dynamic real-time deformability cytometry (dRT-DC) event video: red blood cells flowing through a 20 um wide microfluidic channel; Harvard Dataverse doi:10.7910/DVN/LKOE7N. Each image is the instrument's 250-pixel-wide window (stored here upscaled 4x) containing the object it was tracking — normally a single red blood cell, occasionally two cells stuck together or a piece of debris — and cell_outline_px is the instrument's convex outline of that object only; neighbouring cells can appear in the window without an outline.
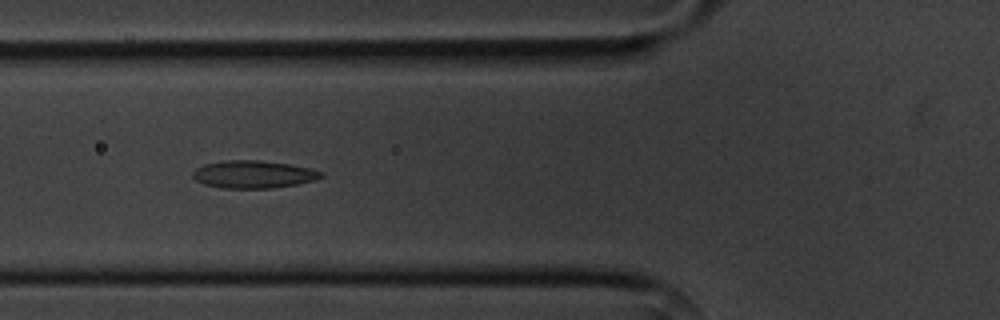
{"species": "common noctule bat (a hibernating species)", "species_latin": "Nyctalus noctula", "temperature_condition": "cold", "stored_images_in_passage": 13, "camera_frame_rate_fps": 3000, "um_per_image_px": 0.085, "animal": {"sex": "male", "body_mass_g": 20.1, "forearm_length_mm": 53.5}, "frame": {"image": 1, "passage_image": 5, "time_ms": 5.333, "image_size_px": [1000, 320], "cell_outline_px": [[324, 176], [316, 180], [296, 184], [272, 188], [220, 188], [204, 184], [196, 180], [192, 176], [192, 172], [196, 168], [204, 164], [228, 160], [260, 160], [288, 164], [308, 168], [324, 172]], "centroid_in_image_um": [21.54, 14.82], "position_along_channel_um": 104.3, "area_um2": 20.63}}
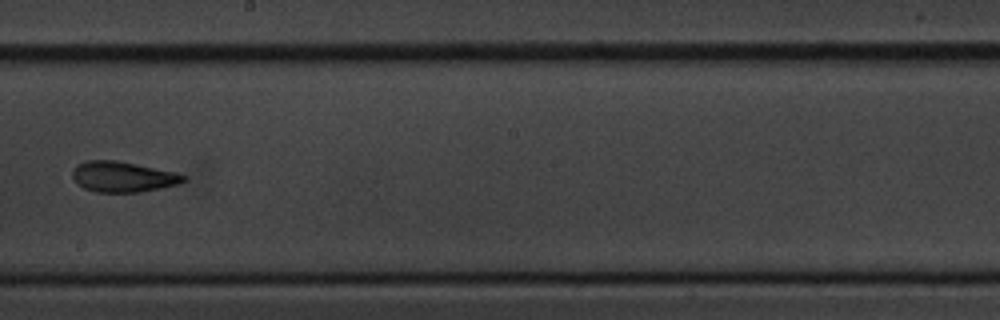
{"frame": {"image": 2, "passage_image": 8, "time_ms": 9.0, "image_size_px": [1000, 320], "cell_outline_px": [[188, 180], [180, 184], [140, 192], [96, 192], [84, 188], [76, 184], [72, 176], [72, 172], [76, 164], [88, 160], [116, 160], [176, 172], [188, 176]], "centroid_in_image_um": [10.46, 15.02], "position_along_channel_um": 237.7, "area_um2": 20.0}}
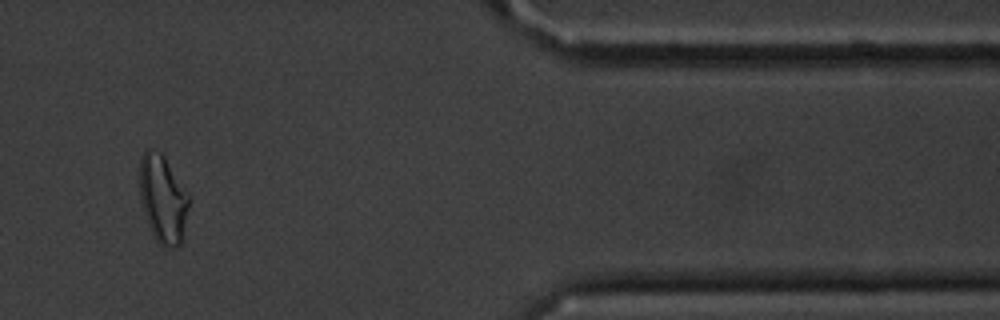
{"frame": {"image": 3, "passage_image": 12, "time_ms": 14.333, "image_size_px": [1000, 320], "cell_outline_px": [[188, 208], [180, 244], [176, 248], [164, 248], [156, 240], [148, 224], [144, 212], [140, 196], [140, 156], [148, 148], [152, 148], [160, 152], [164, 156], [188, 192]], "centroid_in_image_um": [13.83, 16.89], "position_along_channel_um": 397.6, "area_um2": 25.03}, "authors_computed_cell_mechanics": {"area_um2": 20.2878, "velocity_mm_per_s": 3.6302, "shape_relaxation_time_tau1_ms": 5.1674, "shape_relaxation_time_tau2_ms": 4.3045, "deformation_change_tau1": 0.1139, "deformation_change_tau2": 0.1119}}